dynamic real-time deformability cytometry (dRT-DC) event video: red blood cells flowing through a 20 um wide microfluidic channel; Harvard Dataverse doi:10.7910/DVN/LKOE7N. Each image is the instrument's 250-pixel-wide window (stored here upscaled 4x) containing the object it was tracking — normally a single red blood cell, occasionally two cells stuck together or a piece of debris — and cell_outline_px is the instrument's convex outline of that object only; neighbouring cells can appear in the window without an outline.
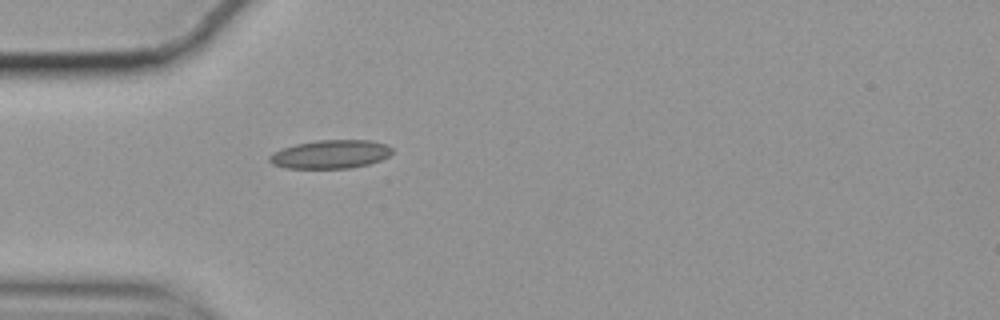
{"species": "common noctule bat (a hibernating species)", "species_latin": "Nyctalus noctula", "temperature_condition": "cold", "stored_images_in_passage": 41, "camera_frame_rate_fps": 3000, "um_per_image_px": 0.085, "animal": {"sex": "female", "body_mass_g": 19.9}, "frame": {"image": 1, "passage_image": 1, "time_ms": 0.0, "image_size_px": [1000, 320], "cell_outline_px": [[392, 152], [388, 156], [380, 160], [368, 164], [348, 168], [284, 168], [272, 164], [268, 160], [268, 156], [272, 152], [280, 148], [296, 144], [316, 140], [368, 140], [388, 144], [392, 148]], "centroid_in_image_um": [28.05, 13.1], "position_along_channel_um": 57.0, "area_um2": 20.52}}
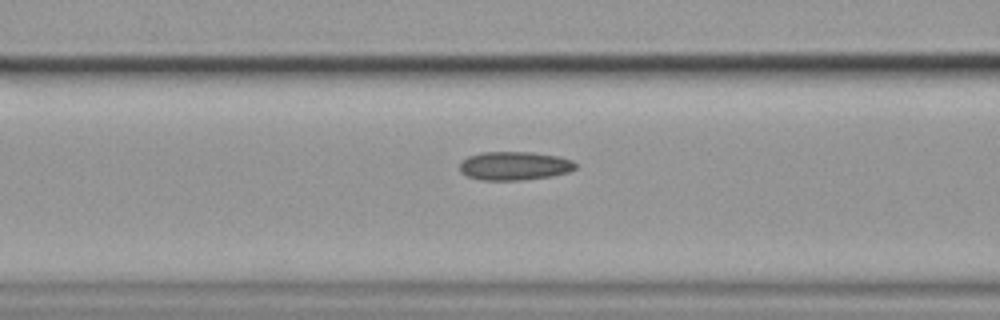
{"frame": {"image": 2, "passage_image": 7, "time_ms": 2.0, "image_size_px": [1000, 320], "cell_outline_px": [[576, 168], [568, 172], [552, 176], [520, 180], [480, 180], [468, 176], [460, 172], [460, 160], [468, 156], [480, 152], [532, 152], [560, 156], [572, 160], [576, 164]], "centroid_in_image_um": [43.71, 14.09], "position_along_channel_um": 122.9, "area_um2": 19.48}}
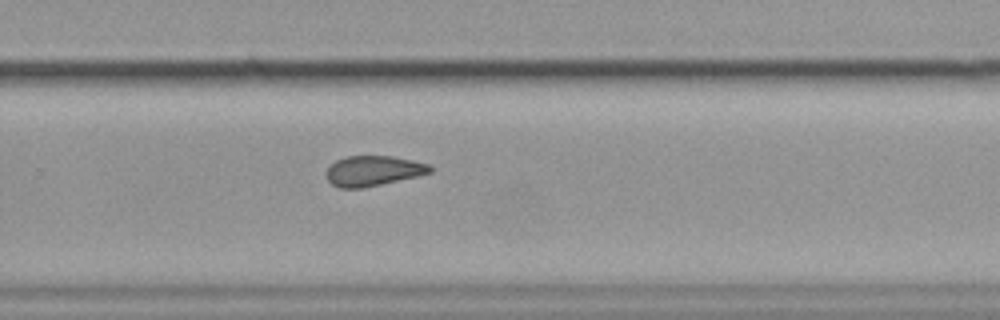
{"frame": {"image": 3, "passage_image": 22, "time_ms": 7.0, "image_size_px": [1000, 320], "cell_outline_px": [[432, 172], [416, 176], [364, 188], [340, 188], [332, 184], [328, 180], [328, 168], [336, 160], [348, 156], [392, 156], [412, 160], [428, 164], [432, 168]], "centroid_in_image_um": [31.73, 14.52], "position_along_channel_um": 298.1, "area_um2": 17.98}, "authors_computed_cell_mechanics": {"area_um2": 18.9584, "velocity_mm_per_s": 3.5198, "shape_relaxation_time_tau1_ms": null, "shape_relaxation_time_tau2_ms": 3.4933, "deformation_change_tau1": null, "deformation_change_tau2": 0.1087}}